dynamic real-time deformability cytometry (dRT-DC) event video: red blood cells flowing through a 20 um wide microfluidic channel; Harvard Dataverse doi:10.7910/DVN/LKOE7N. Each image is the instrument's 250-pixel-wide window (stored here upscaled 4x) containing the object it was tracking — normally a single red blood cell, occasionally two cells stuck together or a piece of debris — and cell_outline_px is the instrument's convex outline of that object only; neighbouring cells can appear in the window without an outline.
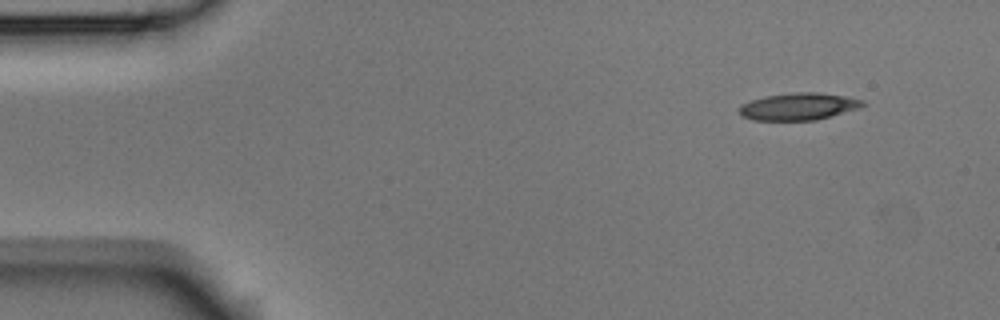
{"species": "Egyptian fruit bat (a non-hibernating species)", "species_latin": "Rousettus aegyptiacus", "temperature_condition": "room temperature", "stored_images_in_passage": 5, "segment_of_instrument_passage": [1, 2], "camera_frame_rate_fps": 3000, "um_per_image_px": 0.085, "animal": {"sex": "male"}, "frame": {"image": 1, "passage_image": 1, "time_ms": 0.0, "image_size_px": [1000, 320], "cell_outline_px": [[868, 104], [860, 108], [816, 120], [752, 120], [740, 116], [740, 104], [764, 96], [792, 92], [816, 92], [844, 96], [864, 100]], "centroid_in_image_um": [67.89, 9.05], "position_along_channel_um": 17.1, "area_um2": 19.65}}